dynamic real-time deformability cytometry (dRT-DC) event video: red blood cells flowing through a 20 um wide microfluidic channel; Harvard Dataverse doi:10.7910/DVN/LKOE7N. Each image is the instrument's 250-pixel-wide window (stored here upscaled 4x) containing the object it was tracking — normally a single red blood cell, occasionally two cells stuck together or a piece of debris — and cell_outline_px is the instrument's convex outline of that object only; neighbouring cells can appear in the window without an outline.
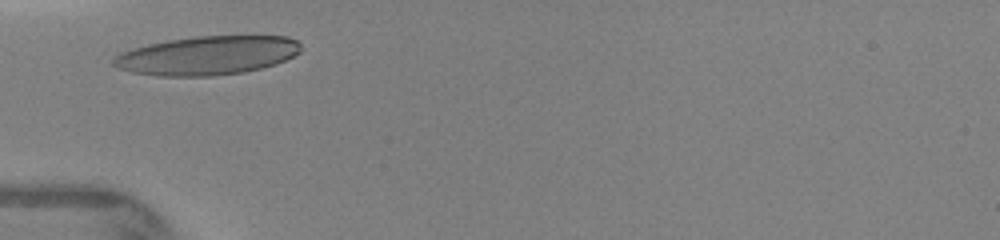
{"species": "human", "species_latin": "Homo sapiens", "temperature_condition": "warm", "stored_images_in_passage": 39, "camera_frame_rate_fps": 3000, "um_per_image_px": 0.085, "donor": {"sex": "female"}, "frame": {"image": 1, "passage_image": 1, "time_ms": 0.0, "image_size_px": [1000, 240], "cell_outline_px": [[300, 52], [276, 64], [244, 72], [212, 76], [156, 76], [132, 72], [116, 68], [112, 64], [112, 60], [120, 52], [132, 48], [148, 44], [168, 40], [196, 36], [288, 36], [296, 40], [300, 44]], "centroid_in_image_um": [17.58, 4.72], "position_along_channel_um": 67.4, "area_um2": 42.48}}
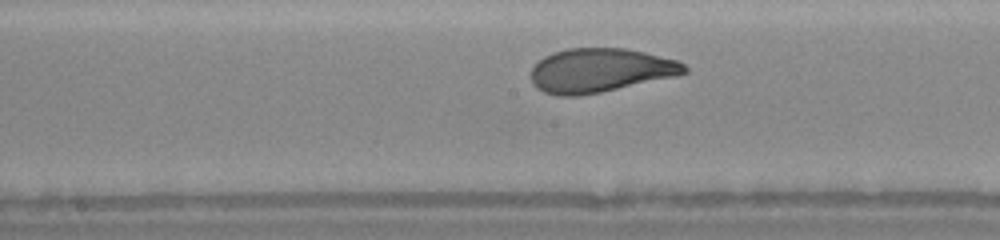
{"frame": {"image": 2, "passage_image": 16, "time_ms": 3.0, "image_size_px": [1000, 240], "cell_outline_px": [[688, 72], [676, 76], [600, 92], [576, 96], [560, 96], [544, 92], [532, 80], [532, 68], [544, 56], [552, 52], [568, 48], [624, 48], [644, 52], [676, 60], [684, 64], [688, 68]], "centroid_in_image_um": [51.03, 5.97], "position_along_channel_um": 197.2, "area_um2": 38.9}}
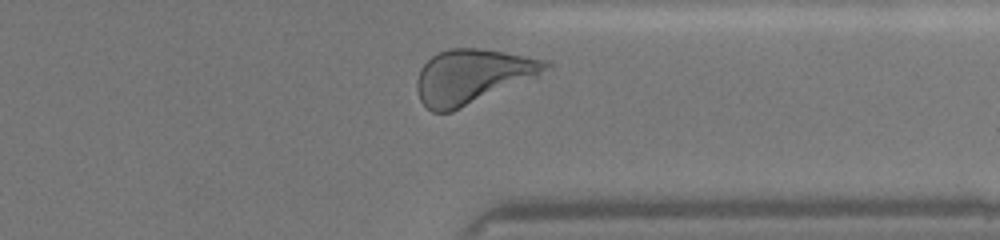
{"frame": {"image": 3, "passage_image": 36, "time_ms": 7.0, "image_size_px": [1000, 240], "cell_outline_px": [[552, 64], [536, 76], [452, 112], [432, 112], [420, 100], [416, 88], [416, 80], [420, 68], [432, 56], [448, 48], [476, 48], [504, 52], [544, 60]], "centroid_in_image_um": [40.07, 6.5], "position_along_channel_um": 371.3, "area_um2": 40.11}}